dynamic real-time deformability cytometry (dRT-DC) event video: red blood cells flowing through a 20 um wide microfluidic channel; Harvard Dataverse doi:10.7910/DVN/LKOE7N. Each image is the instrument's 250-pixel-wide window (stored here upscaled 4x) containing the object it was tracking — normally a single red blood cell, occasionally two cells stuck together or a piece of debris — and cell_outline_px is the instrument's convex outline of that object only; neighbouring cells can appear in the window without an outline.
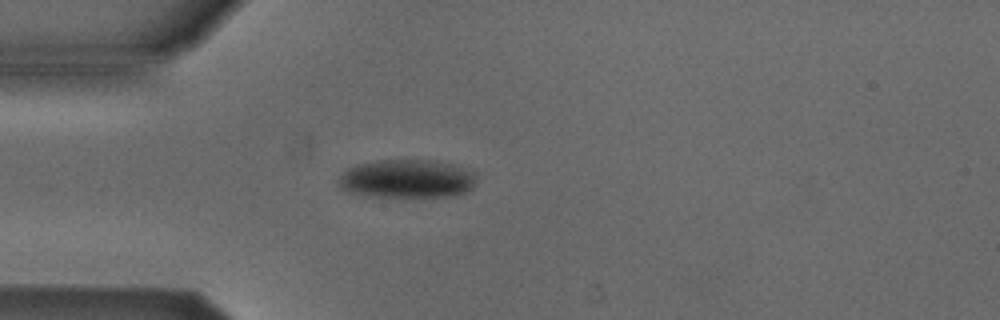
{"species": "Egyptian fruit bat (a non-hibernating species)", "species_latin": "Rousettus aegyptiacus", "temperature_condition": "cold", "stored_images_in_passage": 2, "camera_frame_rate_fps": 3000, "um_per_image_px": 0.085, "animal": {"sex": "male"}, "frame": {"image": 1, "passage_image": 2, "time_ms": 2.0, "image_size_px": [1000, 320], "cell_outline_px": [[476, 176], [472, 188], [468, 192], [456, 196], [368, 196], [348, 192], [340, 188], [336, 180], [348, 168], [356, 164], [380, 160], [432, 160], [472, 168], [476, 172]], "centroid_in_image_um": [34.63, 15.19], "position_along_channel_um": 50.4, "area_um2": 31.33}}